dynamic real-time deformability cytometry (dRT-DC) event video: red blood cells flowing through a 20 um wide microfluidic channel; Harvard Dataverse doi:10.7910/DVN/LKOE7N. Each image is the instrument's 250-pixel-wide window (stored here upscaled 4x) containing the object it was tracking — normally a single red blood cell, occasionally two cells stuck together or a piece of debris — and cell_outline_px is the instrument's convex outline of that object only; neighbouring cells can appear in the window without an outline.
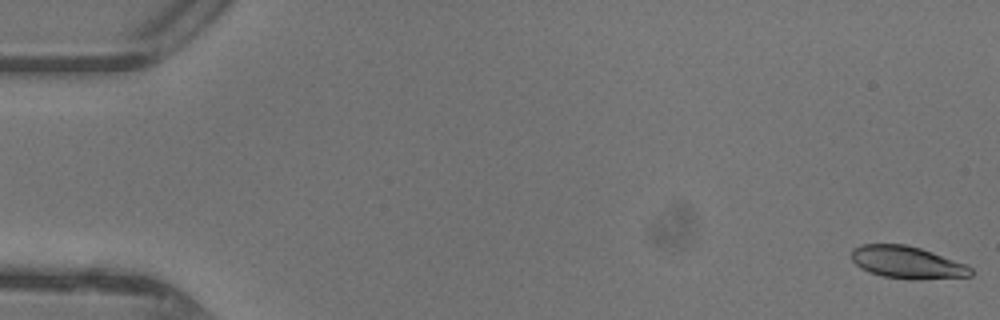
{"species": "common noctule bat (a hibernating species)", "species_latin": "Nyctalus noctula", "temperature_condition": "warm", "stored_images_in_passage": 48, "camera_frame_rate_fps": 3000, "um_per_image_px": 0.085, "animal": {"sex": "female"}, "frame": {"image": 1, "passage_image": 1, "time_ms": 0.0, "image_size_px": [1000, 320], "cell_outline_px": [[972, 276], [920, 280], [908, 280], [880, 276], [868, 272], [860, 268], [852, 260], [852, 248], [860, 244], [904, 244], [920, 248], [932, 252], [964, 264], [972, 268]], "centroid_in_image_um": [77.07, 22.32], "position_along_channel_um": 7.9, "area_um2": 22.66}}
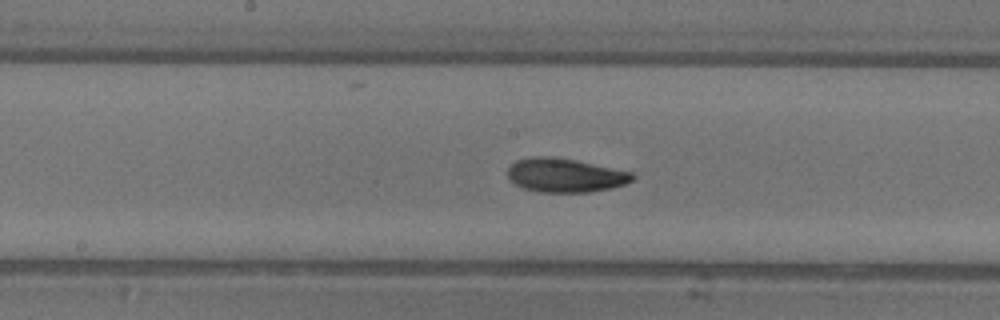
{"frame": {"image": 2, "passage_image": 25, "time_ms": 8.0, "image_size_px": [1000, 320], "cell_outline_px": [[636, 176], [632, 180], [624, 184], [612, 188], [588, 192], [540, 192], [524, 188], [516, 184], [508, 176], [508, 168], [516, 160], [532, 156], [548, 156], [576, 160], [632, 172]], "centroid_in_image_um": [48.05, 14.89], "position_along_channel_um": 200.2, "area_um2": 24.51}}
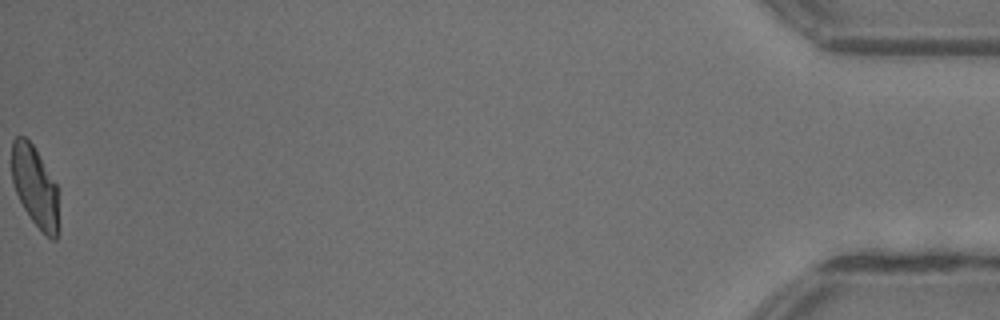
{"frame": {"image": 3, "passage_image": 48, "time_ms": 15.667, "image_size_px": [1000, 320], "cell_outline_px": [[60, 228], [56, 240], [52, 240], [32, 220], [24, 208], [16, 192], [12, 180], [12, 140], [16, 136], [24, 136], [32, 144], [56, 184]], "centroid_in_image_um": [2.99, 15.88], "position_along_channel_um": 432.2, "area_um2": 21.91}, "authors_computed_cell_mechanics": {"area_um2": 23.6113, "velocity_mm_per_s": 4.3875, "shape_relaxation_time_tau1_ms": 3.3356, "shape_relaxation_time_tau2_ms": 2.0635, "deformation_change_tau1": 0.1539, "deformation_change_tau2": 0.0722}}